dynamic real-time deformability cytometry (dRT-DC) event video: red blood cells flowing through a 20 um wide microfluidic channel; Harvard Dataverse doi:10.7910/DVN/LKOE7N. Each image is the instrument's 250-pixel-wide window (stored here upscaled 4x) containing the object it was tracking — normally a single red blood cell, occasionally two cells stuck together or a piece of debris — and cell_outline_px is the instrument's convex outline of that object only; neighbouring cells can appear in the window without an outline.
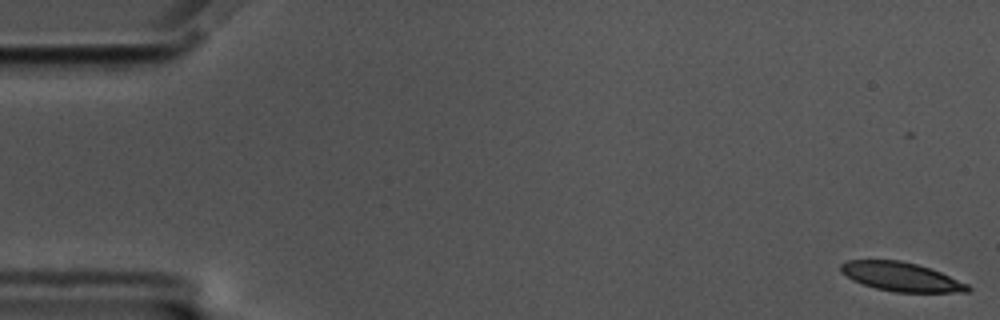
{"species": "common noctule bat (a hibernating species)", "species_latin": "Nyctalus noctula", "temperature_condition": "cold", "stored_images_in_passage": 60, "camera_frame_rate_fps": 3000, "um_per_image_px": 0.085, "animal": {"sex": "male", "body_mass_g": 17.5, "forearm_length_mm": 52.3}, "frame": {"image": 1, "passage_image": 3, "time_ms": 0.667, "image_size_px": [1000, 320], "cell_outline_px": [[972, 288], [968, 292], [896, 292], [876, 288], [852, 280], [840, 272], [840, 264], [848, 260], [900, 260], [916, 264], [940, 272], [968, 284]], "centroid_in_image_um": [76.58, 23.52], "position_along_channel_um": 8.4, "area_um2": 21.27}}
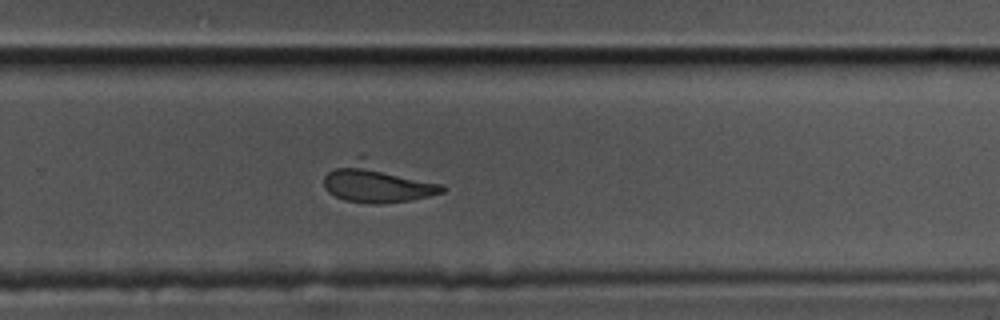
{"frame": {"image": 2, "passage_image": 40, "time_ms": 13.0, "image_size_px": [1000, 320], "cell_outline_px": [[448, 188], [444, 192], [412, 200], [380, 204], [372, 204], [344, 200], [328, 192], [324, 188], [324, 176], [328, 172], [360, 152], [444, 184]], "centroid_in_image_um": [32.12, 15.47], "position_along_channel_um": 297.7, "area_um2": 28.5}}
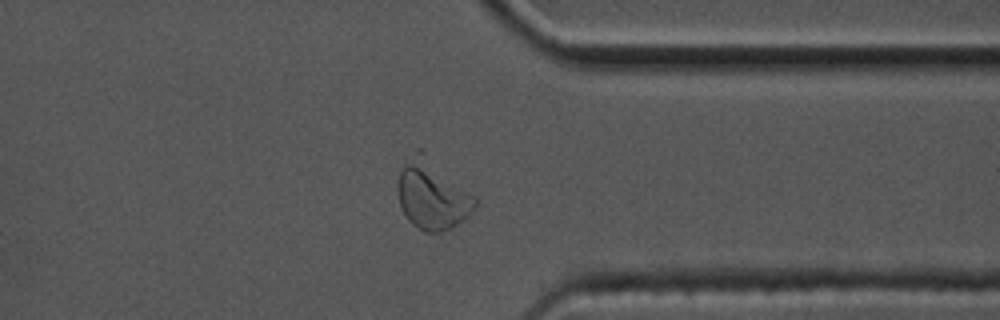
{"frame": {"image": 3, "passage_image": 47, "time_ms": 15.333, "image_size_px": [1000, 320], "cell_outline_px": [[480, 204], [468, 216], [456, 224], [440, 232], [424, 232], [412, 224], [408, 220], [400, 204], [396, 188], [400, 172], [408, 164], [412, 164], [476, 196], [480, 200]], "centroid_in_image_um": [36.77, 17.02], "position_along_channel_um": 374.6, "area_um2": 25.95}}